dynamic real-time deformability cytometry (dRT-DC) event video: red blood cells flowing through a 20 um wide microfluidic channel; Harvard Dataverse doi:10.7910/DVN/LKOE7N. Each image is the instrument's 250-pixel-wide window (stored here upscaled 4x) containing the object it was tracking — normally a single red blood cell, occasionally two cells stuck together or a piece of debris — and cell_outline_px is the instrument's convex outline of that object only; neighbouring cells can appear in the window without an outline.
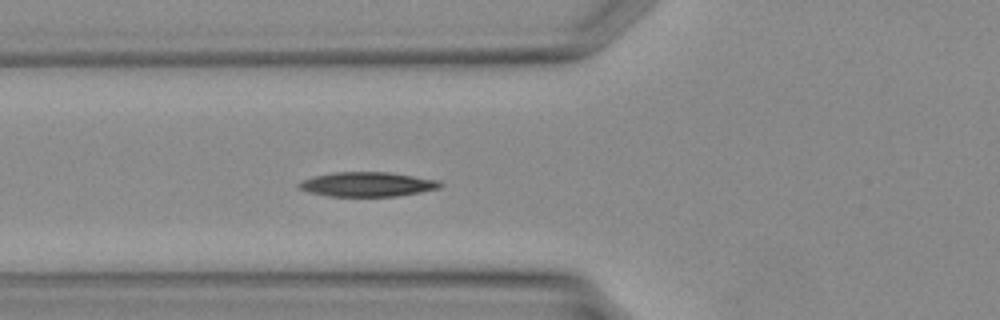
{"species": "Egyptian fruit bat (a non-hibernating species)", "species_latin": "Rousettus aegyptiacus", "temperature_condition": "warm", "stored_images_in_passage": 27, "camera_frame_rate_fps": 3000, "um_per_image_px": 0.085, "animal": {"sex": "female"}, "frame": {"image": 1, "passage_image": 5, "time_ms": 1.333, "image_size_px": [1000, 320], "cell_outline_px": [[444, 184], [440, 188], [420, 192], [396, 196], [332, 196], [312, 192], [300, 188], [296, 184], [300, 180], [312, 176], [332, 172], [388, 172], [440, 180]], "centroid_in_image_um": [31.24, 15.65], "position_along_channel_um": 94.6, "area_um2": 20.17}}
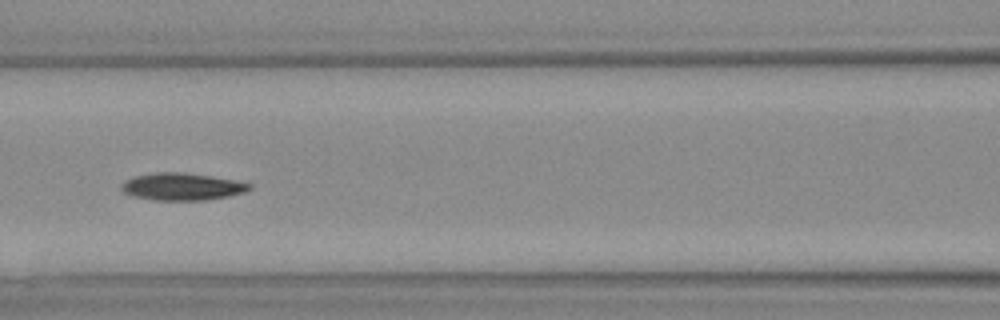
{"frame": {"image": 2, "passage_image": 8, "time_ms": 2.333, "image_size_px": [1000, 320], "cell_outline_px": [[252, 188], [244, 192], [228, 196], [204, 200], [156, 200], [136, 196], [124, 192], [120, 188], [120, 184], [124, 180], [136, 176], [156, 172], [180, 172], [208, 176], [232, 180], [252, 184]], "centroid_in_image_um": [15.45, 15.86], "position_along_channel_um": 151.2, "area_um2": 20.0}}